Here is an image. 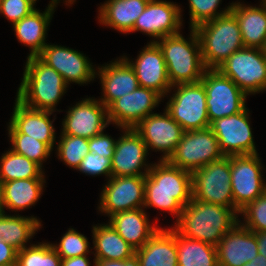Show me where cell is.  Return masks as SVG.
I'll use <instances>...</instances> for the list:
<instances>
[{
  "mask_svg": "<svg viewBox=\"0 0 266 266\" xmlns=\"http://www.w3.org/2000/svg\"><path fill=\"white\" fill-rule=\"evenodd\" d=\"M152 164L145 175L144 206L168 211L178 218L192 199V173L167 160ZM176 214V215H175Z\"/></svg>",
  "mask_w": 266,
  "mask_h": 266,
  "instance_id": "6da1fadb",
  "label": "cell"
},
{
  "mask_svg": "<svg viewBox=\"0 0 266 266\" xmlns=\"http://www.w3.org/2000/svg\"><path fill=\"white\" fill-rule=\"evenodd\" d=\"M238 213L231 208L191 199L173 227L186 238L217 246L222 237L238 222Z\"/></svg>",
  "mask_w": 266,
  "mask_h": 266,
  "instance_id": "7a4b0ae2",
  "label": "cell"
},
{
  "mask_svg": "<svg viewBox=\"0 0 266 266\" xmlns=\"http://www.w3.org/2000/svg\"><path fill=\"white\" fill-rule=\"evenodd\" d=\"M17 99L24 105L54 112L68 87L64 78L38 56H28Z\"/></svg>",
  "mask_w": 266,
  "mask_h": 266,
  "instance_id": "3957f363",
  "label": "cell"
},
{
  "mask_svg": "<svg viewBox=\"0 0 266 266\" xmlns=\"http://www.w3.org/2000/svg\"><path fill=\"white\" fill-rule=\"evenodd\" d=\"M190 41L182 34L169 35L155 42L162 51L172 86L198 83L206 70L202 61L201 43L195 28H191Z\"/></svg>",
  "mask_w": 266,
  "mask_h": 266,
  "instance_id": "277c9868",
  "label": "cell"
},
{
  "mask_svg": "<svg viewBox=\"0 0 266 266\" xmlns=\"http://www.w3.org/2000/svg\"><path fill=\"white\" fill-rule=\"evenodd\" d=\"M195 30L206 69H217L232 53L245 47L238 21L231 11L198 25Z\"/></svg>",
  "mask_w": 266,
  "mask_h": 266,
  "instance_id": "5b68a950",
  "label": "cell"
},
{
  "mask_svg": "<svg viewBox=\"0 0 266 266\" xmlns=\"http://www.w3.org/2000/svg\"><path fill=\"white\" fill-rule=\"evenodd\" d=\"M192 199L240 211L234 205L230 156H223L192 173Z\"/></svg>",
  "mask_w": 266,
  "mask_h": 266,
  "instance_id": "8992f818",
  "label": "cell"
},
{
  "mask_svg": "<svg viewBox=\"0 0 266 266\" xmlns=\"http://www.w3.org/2000/svg\"><path fill=\"white\" fill-rule=\"evenodd\" d=\"M246 94L266 90V51L244 47L232 53L218 68Z\"/></svg>",
  "mask_w": 266,
  "mask_h": 266,
  "instance_id": "52a82bcc",
  "label": "cell"
},
{
  "mask_svg": "<svg viewBox=\"0 0 266 266\" xmlns=\"http://www.w3.org/2000/svg\"><path fill=\"white\" fill-rule=\"evenodd\" d=\"M223 156L216 135L207 127L184 131L181 141L167 161L175 167L193 173Z\"/></svg>",
  "mask_w": 266,
  "mask_h": 266,
  "instance_id": "ba28073f",
  "label": "cell"
},
{
  "mask_svg": "<svg viewBox=\"0 0 266 266\" xmlns=\"http://www.w3.org/2000/svg\"><path fill=\"white\" fill-rule=\"evenodd\" d=\"M176 93L167 102L166 111L184 131L210 127L206 90L201 82L177 84Z\"/></svg>",
  "mask_w": 266,
  "mask_h": 266,
  "instance_id": "9c48e42d",
  "label": "cell"
},
{
  "mask_svg": "<svg viewBox=\"0 0 266 266\" xmlns=\"http://www.w3.org/2000/svg\"><path fill=\"white\" fill-rule=\"evenodd\" d=\"M200 82L206 90L209 122L241 112L247 95L218 69H206Z\"/></svg>",
  "mask_w": 266,
  "mask_h": 266,
  "instance_id": "30bf717a",
  "label": "cell"
},
{
  "mask_svg": "<svg viewBox=\"0 0 266 266\" xmlns=\"http://www.w3.org/2000/svg\"><path fill=\"white\" fill-rule=\"evenodd\" d=\"M263 169L258 153L230 156L231 187L234 205L239 211L266 191Z\"/></svg>",
  "mask_w": 266,
  "mask_h": 266,
  "instance_id": "8fae6325",
  "label": "cell"
},
{
  "mask_svg": "<svg viewBox=\"0 0 266 266\" xmlns=\"http://www.w3.org/2000/svg\"><path fill=\"white\" fill-rule=\"evenodd\" d=\"M249 110L216 119L210 123V129L216 135L220 151L224 156L257 154L249 123Z\"/></svg>",
  "mask_w": 266,
  "mask_h": 266,
  "instance_id": "7c38bea8",
  "label": "cell"
},
{
  "mask_svg": "<svg viewBox=\"0 0 266 266\" xmlns=\"http://www.w3.org/2000/svg\"><path fill=\"white\" fill-rule=\"evenodd\" d=\"M103 187L99 210L108 216L144 206L145 176H111Z\"/></svg>",
  "mask_w": 266,
  "mask_h": 266,
  "instance_id": "4fadbf2b",
  "label": "cell"
},
{
  "mask_svg": "<svg viewBox=\"0 0 266 266\" xmlns=\"http://www.w3.org/2000/svg\"><path fill=\"white\" fill-rule=\"evenodd\" d=\"M147 149L164 153L160 160H168L174 153L184 133L183 128L165 110L163 115L152 113L135 127Z\"/></svg>",
  "mask_w": 266,
  "mask_h": 266,
  "instance_id": "5bb4252c",
  "label": "cell"
},
{
  "mask_svg": "<svg viewBox=\"0 0 266 266\" xmlns=\"http://www.w3.org/2000/svg\"><path fill=\"white\" fill-rule=\"evenodd\" d=\"M161 99L156 91L139 86L107 107L109 122L120 126L122 130L134 128L141 120L152 114V109L154 110Z\"/></svg>",
  "mask_w": 266,
  "mask_h": 266,
  "instance_id": "9a60e30c",
  "label": "cell"
},
{
  "mask_svg": "<svg viewBox=\"0 0 266 266\" xmlns=\"http://www.w3.org/2000/svg\"><path fill=\"white\" fill-rule=\"evenodd\" d=\"M37 56L54 68L68 85L70 82L86 84L97 75L87 57L71 48L46 44Z\"/></svg>",
  "mask_w": 266,
  "mask_h": 266,
  "instance_id": "2e32d148",
  "label": "cell"
},
{
  "mask_svg": "<svg viewBox=\"0 0 266 266\" xmlns=\"http://www.w3.org/2000/svg\"><path fill=\"white\" fill-rule=\"evenodd\" d=\"M105 105L94 98H85L67 111L62 134L90 139L109 125Z\"/></svg>",
  "mask_w": 266,
  "mask_h": 266,
  "instance_id": "e0dca14e",
  "label": "cell"
},
{
  "mask_svg": "<svg viewBox=\"0 0 266 266\" xmlns=\"http://www.w3.org/2000/svg\"><path fill=\"white\" fill-rule=\"evenodd\" d=\"M181 15V8L173 2L150 0L136 19L131 32L141 31L160 40L179 33Z\"/></svg>",
  "mask_w": 266,
  "mask_h": 266,
  "instance_id": "ac0fdd59",
  "label": "cell"
},
{
  "mask_svg": "<svg viewBox=\"0 0 266 266\" xmlns=\"http://www.w3.org/2000/svg\"><path fill=\"white\" fill-rule=\"evenodd\" d=\"M123 134L116 140L114 154L111 159L112 176L147 175L152 164L151 166L145 164L149 151L146 144L134 128H125ZM143 167L145 172L141 171Z\"/></svg>",
  "mask_w": 266,
  "mask_h": 266,
  "instance_id": "d6986e66",
  "label": "cell"
},
{
  "mask_svg": "<svg viewBox=\"0 0 266 266\" xmlns=\"http://www.w3.org/2000/svg\"><path fill=\"white\" fill-rule=\"evenodd\" d=\"M134 69L140 87L156 91L164 97L172 85L167 73V66L161 49L155 42H150L138 55L135 62L123 57Z\"/></svg>",
  "mask_w": 266,
  "mask_h": 266,
  "instance_id": "ffe728a7",
  "label": "cell"
},
{
  "mask_svg": "<svg viewBox=\"0 0 266 266\" xmlns=\"http://www.w3.org/2000/svg\"><path fill=\"white\" fill-rule=\"evenodd\" d=\"M239 221L216 246L218 266H243L258 255L255 232Z\"/></svg>",
  "mask_w": 266,
  "mask_h": 266,
  "instance_id": "44dd1931",
  "label": "cell"
},
{
  "mask_svg": "<svg viewBox=\"0 0 266 266\" xmlns=\"http://www.w3.org/2000/svg\"><path fill=\"white\" fill-rule=\"evenodd\" d=\"M52 113L30 108L16 98L8 132L29 135L53 149L56 137L53 121L49 119Z\"/></svg>",
  "mask_w": 266,
  "mask_h": 266,
  "instance_id": "7402d4cb",
  "label": "cell"
},
{
  "mask_svg": "<svg viewBox=\"0 0 266 266\" xmlns=\"http://www.w3.org/2000/svg\"><path fill=\"white\" fill-rule=\"evenodd\" d=\"M103 96L100 98L107 108L114 100L133 92L139 87L134 69L123 58L99 68Z\"/></svg>",
  "mask_w": 266,
  "mask_h": 266,
  "instance_id": "603a6c76",
  "label": "cell"
},
{
  "mask_svg": "<svg viewBox=\"0 0 266 266\" xmlns=\"http://www.w3.org/2000/svg\"><path fill=\"white\" fill-rule=\"evenodd\" d=\"M109 218V224L135 250L140 249L159 229L149 224L143 208L117 212Z\"/></svg>",
  "mask_w": 266,
  "mask_h": 266,
  "instance_id": "cb8c5ba5",
  "label": "cell"
},
{
  "mask_svg": "<svg viewBox=\"0 0 266 266\" xmlns=\"http://www.w3.org/2000/svg\"><path fill=\"white\" fill-rule=\"evenodd\" d=\"M135 254L139 266H178L175 229L159 228Z\"/></svg>",
  "mask_w": 266,
  "mask_h": 266,
  "instance_id": "d4e9b609",
  "label": "cell"
},
{
  "mask_svg": "<svg viewBox=\"0 0 266 266\" xmlns=\"http://www.w3.org/2000/svg\"><path fill=\"white\" fill-rule=\"evenodd\" d=\"M261 8L232 3L231 12L235 15L245 47L266 48V4Z\"/></svg>",
  "mask_w": 266,
  "mask_h": 266,
  "instance_id": "484cf974",
  "label": "cell"
},
{
  "mask_svg": "<svg viewBox=\"0 0 266 266\" xmlns=\"http://www.w3.org/2000/svg\"><path fill=\"white\" fill-rule=\"evenodd\" d=\"M57 3L51 0L45 12L35 9L13 25L17 39L31 49L28 56H37L47 44L45 37Z\"/></svg>",
  "mask_w": 266,
  "mask_h": 266,
  "instance_id": "4316f807",
  "label": "cell"
},
{
  "mask_svg": "<svg viewBox=\"0 0 266 266\" xmlns=\"http://www.w3.org/2000/svg\"><path fill=\"white\" fill-rule=\"evenodd\" d=\"M150 0H108L101 4L98 19L102 25L110 26L121 33L133 30L139 15Z\"/></svg>",
  "mask_w": 266,
  "mask_h": 266,
  "instance_id": "83f0119b",
  "label": "cell"
},
{
  "mask_svg": "<svg viewBox=\"0 0 266 266\" xmlns=\"http://www.w3.org/2000/svg\"><path fill=\"white\" fill-rule=\"evenodd\" d=\"M92 233L95 259L125 260L136 252L111 224L93 226Z\"/></svg>",
  "mask_w": 266,
  "mask_h": 266,
  "instance_id": "f1b7e54d",
  "label": "cell"
},
{
  "mask_svg": "<svg viewBox=\"0 0 266 266\" xmlns=\"http://www.w3.org/2000/svg\"><path fill=\"white\" fill-rule=\"evenodd\" d=\"M45 183L44 178L17 179L3 182L4 207L24 210L39 200Z\"/></svg>",
  "mask_w": 266,
  "mask_h": 266,
  "instance_id": "f546056e",
  "label": "cell"
},
{
  "mask_svg": "<svg viewBox=\"0 0 266 266\" xmlns=\"http://www.w3.org/2000/svg\"><path fill=\"white\" fill-rule=\"evenodd\" d=\"M36 217L11 216L0 214V240L12 245L17 250L24 249L29 239L41 228Z\"/></svg>",
  "mask_w": 266,
  "mask_h": 266,
  "instance_id": "4dcf8cb0",
  "label": "cell"
},
{
  "mask_svg": "<svg viewBox=\"0 0 266 266\" xmlns=\"http://www.w3.org/2000/svg\"><path fill=\"white\" fill-rule=\"evenodd\" d=\"M178 266H218L215 246L186 238L175 230Z\"/></svg>",
  "mask_w": 266,
  "mask_h": 266,
  "instance_id": "1f68e13d",
  "label": "cell"
},
{
  "mask_svg": "<svg viewBox=\"0 0 266 266\" xmlns=\"http://www.w3.org/2000/svg\"><path fill=\"white\" fill-rule=\"evenodd\" d=\"M1 157L0 179L2 182L45 177L38 164L13 150L7 151Z\"/></svg>",
  "mask_w": 266,
  "mask_h": 266,
  "instance_id": "d6a6232c",
  "label": "cell"
},
{
  "mask_svg": "<svg viewBox=\"0 0 266 266\" xmlns=\"http://www.w3.org/2000/svg\"><path fill=\"white\" fill-rule=\"evenodd\" d=\"M16 266H61V257L50 243L32 244L18 250Z\"/></svg>",
  "mask_w": 266,
  "mask_h": 266,
  "instance_id": "836d02e7",
  "label": "cell"
},
{
  "mask_svg": "<svg viewBox=\"0 0 266 266\" xmlns=\"http://www.w3.org/2000/svg\"><path fill=\"white\" fill-rule=\"evenodd\" d=\"M57 155L66 165L77 170L82 159L88 154L89 139L61 134Z\"/></svg>",
  "mask_w": 266,
  "mask_h": 266,
  "instance_id": "e575fe53",
  "label": "cell"
},
{
  "mask_svg": "<svg viewBox=\"0 0 266 266\" xmlns=\"http://www.w3.org/2000/svg\"><path fill=\"white\" fill-rule=\"evenodd\" d=\"M9 137L12 143L11 150L34 161L42 168V162L50 156L52 151L46 143L26 134H9Z\"/></svg>",
  "mask_w": 266,
  "mask_h": 266,
  "instance_id": "d590c367",
  "label": "cell"
},
{
  "mask_svg": "<svg viewBox=\"0 0 266 266\" xmlns=\"http://www.w3.org/2000/svg\"><path fill=\"white\" fill-rule=\"evenodd\" d=\"M61 259L87 255L89 253L88 239L73 228L63 235L60 243L52 244Z\"/></svg>",
  "mask_w": 266,
  "mask_h": 266,
  "instance_id": "8d00e7d4",
  "label": "cell"
},
{
  "mask_svg": "<svg viewBox=\"0 0 266 266\" xmlns=\"http://www.w3.org/2000/svg\"><path fill=\"white\" fill-rule=\"evenodd\" d=\"M221 0H189L190 27L198 25L223 16L231 11L232 3L224 11L217 12Z\"/></svg>",
  "mask_w": 266,
  "mask_h": 266,
  "instance_id": "74e56055",
  "label": "cell"
},
{
  "mask_svg": "<svg viewBox=\"0 0 266 266\" xmlns=\"http://www.w3.org/2000/svg\"><path fill=\"white\" fill-rule=\"evenodd\" d=\"M244 221L242 225L252 232L266 231V191L240 211ZM245 224V225H244Z\"/></svg>",
  "mask_w": 266,
  "mask_h": 266,
  "instance_id": "f35d334b",
  "label": "cell"
},
{
  "mask_svg": "<svg viewBox=\"0 0 266 266\" xmlns=\"http://www.w3.org/2000/svg\"><path fill=\"white\" fill-rule=\"evenodd\" d=\"M34 0H0V13L14 25L36 8Z\"/></svg>",
  "mask_w": 266,
  "mask_h": 266,
  "instance_id": "ab89813d",
  "label": "cell"
},
{
  "mask_svg": "<svg viewBox=\"0 0 266 266\" xmlns=\"http://www.w3.org/2000/svg\"><path fill=\"white\" fill-rule=\"evenodd\" d=\"M77 170L86 175H101L104 174L107 177L112 176L111 158H106L100 154H88L82 159Z\"/></svg>",
  "mask_w": 266,
  "mask_h": 266,
  "instance_id": "60d3db41",
  "label": "cell"
},
{
  "mask_svg": "<svg viewBox=\"0 0 266 266\" xmlns=\"http://www.w3.org/2000/svg\"><path fill=\"white\" fill-rule=\"evenodd\" d=\"M116 141L103 132L89 139V151L106 158L113 157Z\"/></svg>",
  "mask_w": 266,
  "mask_h": 266,
  "instance_id": "b9f144b4",
  "label": "cell"
},
{
  "mask_svg": "<svg viewBox=\"0 0 266 266\" xmlns=\"http://www.w3.org/2000/svg\"><path fill=\"white\" fill-rule=\"evenodd\" d=\"M17 252L12 245L0 240V265L16 266Z\"/></svg>",
  "mask_w": 266,
  "mask_h": 266,
  "instance_id": "7bdbcfd3",
  "label": "cell"
},
{
  "mask_svg": "<svg viewBox=\"0 0 266 266\" xmlns=\"http://www.w3.org/2000/svg\"><path fill=\"white\" fill-rule=\"evenodd\" d=\"M95 266H139V259L136 254L125 260L94 259Z\"/></svg>",
  "mask_w": 266,
  "mask_h": 266,
  "instance_id": "ee69618b",
  "label": "cell"
},
{
  "mask_svg": "<svg viewBox=\"0 0 266 266\" xmlns=\"http://www.w3.org/2000/svg\"><path fill=\"white\" fill-rule=\"evenodd\" d=\"M61 266H90L87 255L61 259Z\"/></svg>",
  "mask_w": 266,
  "mask_h": 266,
  "instance_id": "f6af8a7d",
  "label": "cell"
},
{
  "mask_svg": "<svg viewBox=\"0 0 266 266\" xmlns=\"http://www.w3.org/2000/svg\"><path fill=\"white\" fill-rule=\"evenodd\" d=\"M255 236L258 244V253L266 257V231L255 232Z\"/></svg>",
  "mask_w": 266,
  "mask_h": 266,
  "instance_id": "bcb514c9",
  "label": "cell"
},
{
  "mask_svg": "<svg viewBox=\"0 0 266 266\" xmlns=\"http://www.w3.org/2000/svg\"><path fill=\"white\" fill-rule=\"evenodd\" d=\"M243 266H266V257L258 253L257 257Z\"/></svg>",
  "mask_w": 266,
  "mask_h": 266,
  "instance_id": "7dc6e473",
  "label": "cell"
},
{
  "mask_svg": "<svg viewBox=\"0 0 266 266\" xmlns=\"http://www.w3.org/2000/svg\"><path fill=\"white\" fill-rule=\"evenodd\" d=\"M3 209H5L4 203H3V182L0 179V214L5 213Z\"/></svg>",
  "mask_w": 266,
  "mask_h": 266,
  "instance_id": "c3c4849f",
  "label": "cell"
},
{
  "mask_svg": "<svg viewBox=\"0 0 266 266\" xmlns=\"http://www.w3.org/2000/svg\"><path fill=\"white\" fill-rule=\"evenodd\" d=\"M58 1H60V0H58ZM75 2V0H66V3L68 4V5H70V4H73Z\"/></svg>",
  "mask_w": 266,
  "mask_h": 266,
  "instance_id": "681fc988",
  "label": "cell"
}]
</instances>
